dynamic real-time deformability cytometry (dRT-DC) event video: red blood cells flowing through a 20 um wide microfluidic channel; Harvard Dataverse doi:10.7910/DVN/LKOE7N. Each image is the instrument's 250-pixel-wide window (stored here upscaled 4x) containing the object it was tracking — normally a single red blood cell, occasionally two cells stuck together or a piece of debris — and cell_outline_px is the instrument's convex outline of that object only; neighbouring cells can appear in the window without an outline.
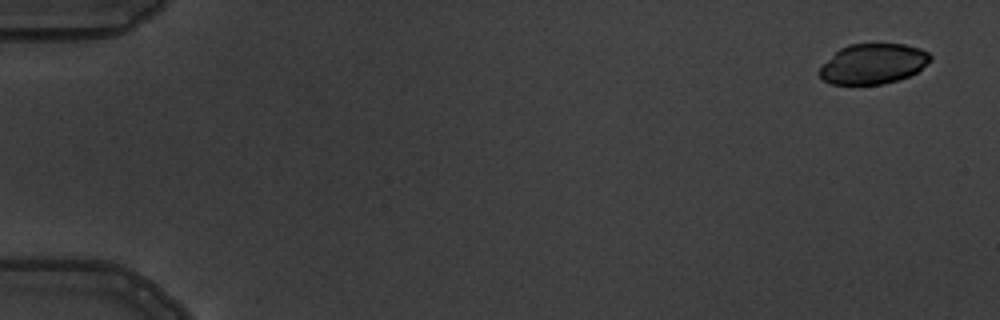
{"species": "common noctule bat (a hibernating species)", "species_latin": "Nyctalus noctula", "temperature_condition": "warm", "stored_images_in_passage": 5, "camera_frame_rate_fps": 3000, "um_per_image_px": 0.085, "animal": {"sex": "male", "body_mass_g": 19.5, "forearm_length_mm": 54.6}, "frame": {"image": 1, "passage_image": 1, "time_ms": 0.0, "image_size_px": [1000, 320], "cell_outline_px": [[932, 60], [916, 72], [908, 76], [884, 84], [832, 84], [824, 80], [816, 72], [840, 48], [848, 44], [904, 44], [920, 48], [928, 52], [932, 56]], "centroid_in_image_um": [74.23, 5.42], "position_along_channel_um": 10.8, "area_um2": 25.84}}
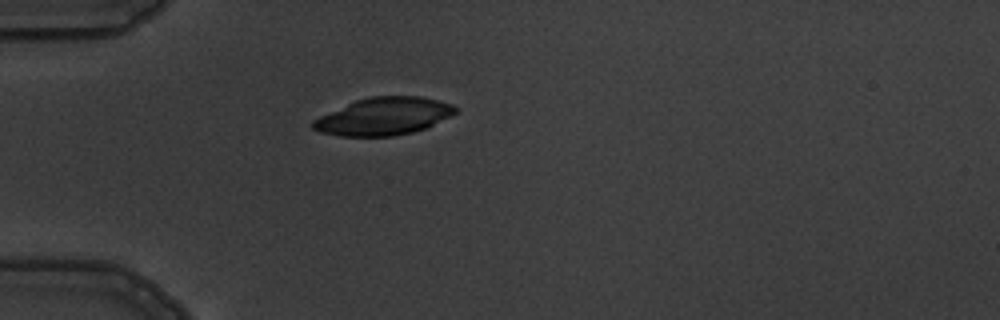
{"frame": {"image": 2, "passage_image": 5, "time_ms": 4.667, "image_size_px": [1000, 320], "cell_outline_px": [[460, 108], [456, 112], [424, 128], [412, 132], [392, 136], [340, 136], [320, 132], [312, 128], [312, 120], [320, 116], [356, 100], [368, 96], [420, 96], [452, 104]], "centroid_in_image_um": [32.59, 9.88], "position_along_channel_um": 52.4, "area_um2": 30.81}}